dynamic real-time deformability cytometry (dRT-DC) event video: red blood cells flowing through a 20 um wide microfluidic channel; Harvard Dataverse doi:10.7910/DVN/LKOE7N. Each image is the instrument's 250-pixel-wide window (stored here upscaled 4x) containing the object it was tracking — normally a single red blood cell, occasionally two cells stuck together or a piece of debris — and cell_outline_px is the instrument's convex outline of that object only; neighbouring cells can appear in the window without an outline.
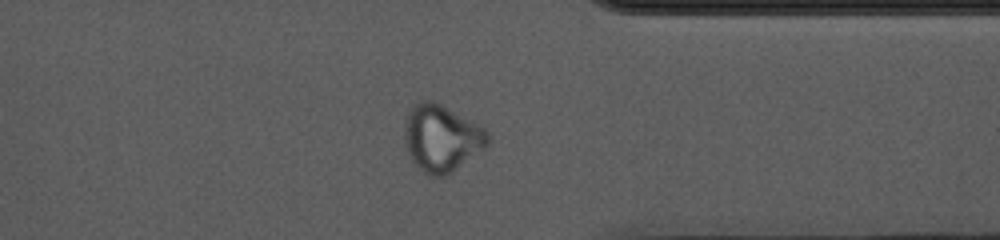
{"species": "common noctule bat (a hibernating species)", "species_latin": "Nyctalus noctula", "temperature_condition": "cold", "stored_images_in_passage": 42, "camera_frame_rate_fps": 3000, "um_per_image_px": 0.085, "animal": {"sex": "female", "body_mass_g": 10.0, "forearm_length_mm": 53.1}, "frame": {"image": 1, "passage_image": 30, "time_ms": 9.667, "image_size_px": [1000, 240], "cell_outline_px": [[488, 144], [484, 148], [456, 168], [444, 176], [432, 176], [416, 168], [408, 156], [404, 148], [404, 124], [408, 112], [412, 104], [420, 100], [436, 100], [480, 124], [488, 132]], "centroid_in_image_um": [37.47, 11.7], "position_along_channel_um": 373.9, "area_um2": 33.0}}